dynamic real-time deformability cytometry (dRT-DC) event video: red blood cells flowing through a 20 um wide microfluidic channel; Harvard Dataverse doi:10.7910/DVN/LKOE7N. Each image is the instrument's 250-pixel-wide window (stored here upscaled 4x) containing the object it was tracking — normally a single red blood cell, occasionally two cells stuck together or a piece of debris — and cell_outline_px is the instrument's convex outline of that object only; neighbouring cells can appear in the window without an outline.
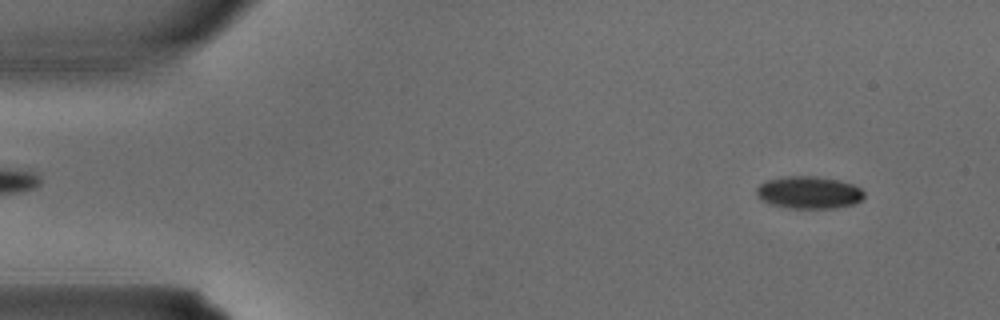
{"species": "common noctule bat (a hibernating species)", "species_latin": "Nyctalus noctula", "temperature_condition": "warm", "stored_images_in_passage": 3, "camera_frame_rate_fps": 3000, "um_per_image_px": 0.085, "animal": {"sex": "male", "body_mass_g": 15.6}, "frame": {"image": 1, "passage_image": 1, "time_ms": 0.0, "image_size_px": [1000, 320], "cell_outline_px": [[864, 196], [856, 204], [832, 208], [788, 208], [768, 204], [760, 200], [756, 196], [756, 188], [760, 184], [768, 180], [788, 176], [816, 176], [840, 180], [852, 184], [860, 188], [864, 192]], "centroid_in_image_um": [68.73, 16.37], "position_along_channel_um": 16.3, "area_um2": 20.46}}
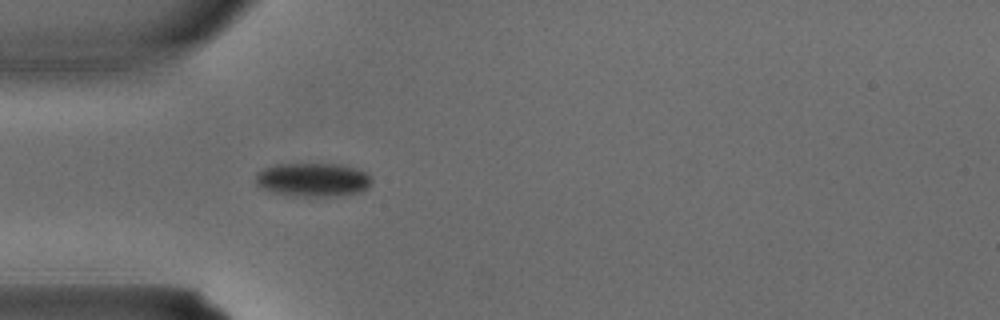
{"frame": {"image": 2, "passage_image": 3, "time_ms": 0.667, "image_size_px": [1000, 320], "cell_outline_px": [[372, 184], [368, 188], [360, 192], [340, 196], [296, 196], [272, 192], [256, 184], [256, 172], [264, 168], [276, 164], [340, 164], [356, 168], [368, 172], [372, 180]], "centroid_in_image_um": [26.64, 15.27], "position_along_channel_um": 58.4, "area_um2": 23.0}}